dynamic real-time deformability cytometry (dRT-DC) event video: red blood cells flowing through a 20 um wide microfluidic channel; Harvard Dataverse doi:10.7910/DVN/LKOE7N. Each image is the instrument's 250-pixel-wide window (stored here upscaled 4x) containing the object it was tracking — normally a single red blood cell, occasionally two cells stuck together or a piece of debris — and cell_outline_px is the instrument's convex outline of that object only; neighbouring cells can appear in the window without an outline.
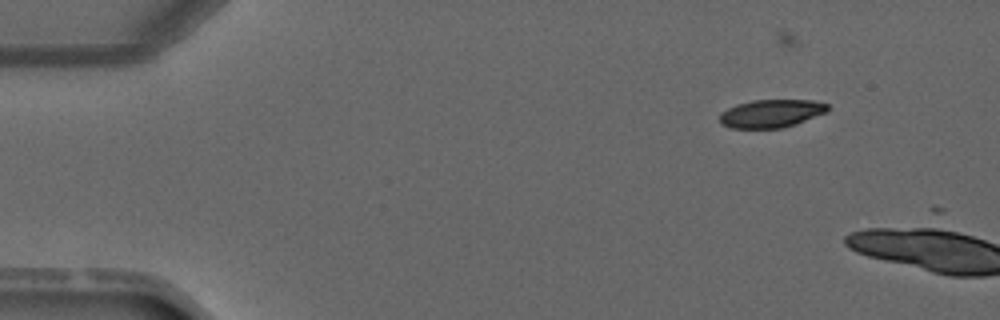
{"species": "common noctule bat (a hibernating species)", "species_latin": "Nyctalus noctula", "temperature_condition": "warm", "stored_images_in_passage": 4, "segment_of_instrument_passage": [2, 2], "camera_frame_rate_fps": 3000, "um_per_image_px": 0.085, "animal": {"sex": "male", "forearm_length_mm": 52.5}, "frame": {"image": 1, "passage_image": 4, "time_ms": 3.333, "image_size_px": [1000, 320], "cell_outline_px": [[828, 112], [796, 124], [780, 128], [732, 128], [720, 124], [720, 112], [736, 104], [752, 100], [812, 100], [828, 104]], "centroid_in_image_um": [65.55, 9.64], "position_along_channel_um": 19.5, "area_um2": 17.74}}